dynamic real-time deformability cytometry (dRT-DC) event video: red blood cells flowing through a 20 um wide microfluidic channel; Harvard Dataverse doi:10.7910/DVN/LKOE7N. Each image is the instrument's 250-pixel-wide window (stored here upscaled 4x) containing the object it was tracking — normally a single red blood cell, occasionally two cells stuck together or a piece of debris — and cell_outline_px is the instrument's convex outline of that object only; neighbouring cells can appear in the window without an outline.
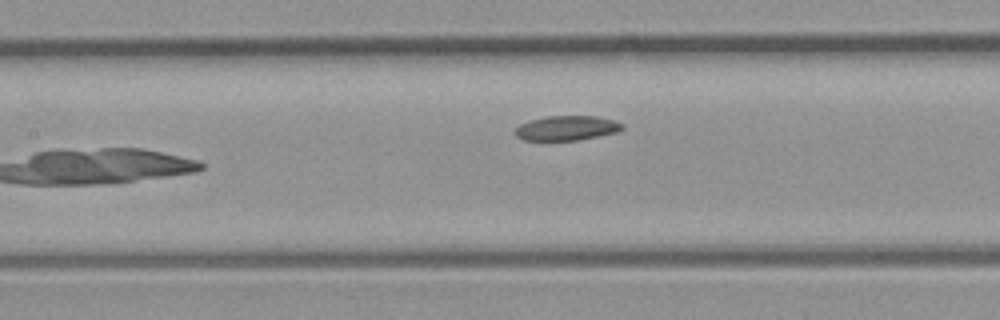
{"species": "common noctule bat (a hibernating species)", "species_latin": "Nyctalus noctula", "temperature_condition": "room temperature", "stored_images_in_passage": 20, "camera_frame_rate_fps": 3000, "um_per_image_px": 0.085, "animal": {"sex": "male", "body_mass_g": 23.1, "forearm_length_mm": 52.7}, "frame": {"image": 1, "passage_image": 20, "time_ms": 6.333, "image_size_px": [1000, 320], "cell_outline_px": [[624, 128], [620, 132], [576, 140], [544, 144], [524, 140], [516, 136], [512, 132], [520, 124], [532, 120], [548, 116], [596, 116], [612, 120], [624, 124]], "centroid_in_image_um": [48.11, 10.94], "position_along_channel_um": 159.3, "area_um2": 16.13}}